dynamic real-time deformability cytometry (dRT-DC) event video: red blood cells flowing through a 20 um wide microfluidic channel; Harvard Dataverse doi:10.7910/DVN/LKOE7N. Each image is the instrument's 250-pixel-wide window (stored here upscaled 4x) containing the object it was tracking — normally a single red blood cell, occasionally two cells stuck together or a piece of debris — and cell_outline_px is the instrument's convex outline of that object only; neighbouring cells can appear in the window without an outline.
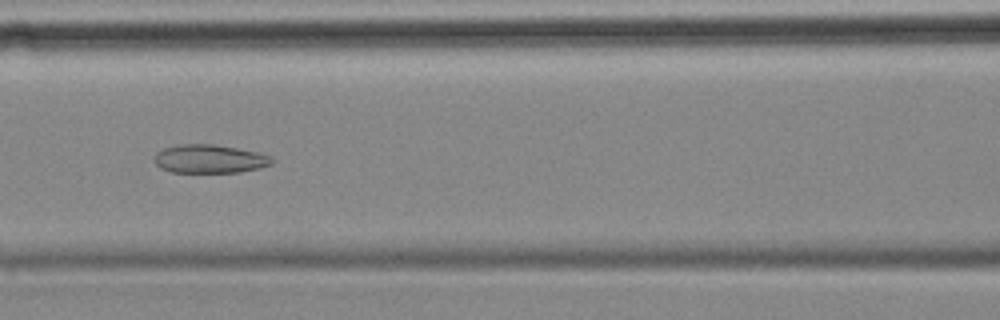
{"species": "common noctule bat (a hibernating species)", "species_latin": "Nyctalus noctula", "temperature_condition": "cold", "stored_images_in_passage": 56, "camera_frame_rate_fps": 3000, "um_per_image_px": 0.085, "animal": {"sex": "female", "body_mass_g": 18.4}, "frame": {"image": 1, "passage_image": 24, "time_ms": 7.667, "image_size_px": [1000, 320], "cell_outline_px": [[272, 164], [260, 168], [240, 172], [172, 172], [160, 168], [156, 164], [156, 152], [164, 148], [180, 144], [212, 144], [236, 148], [256, 152], [268, 156], [272, 160]], "centroid_in_image_um": [17.8, 13.51], "position_along_channel_um": 148.8, "area_um2": 19.25}}
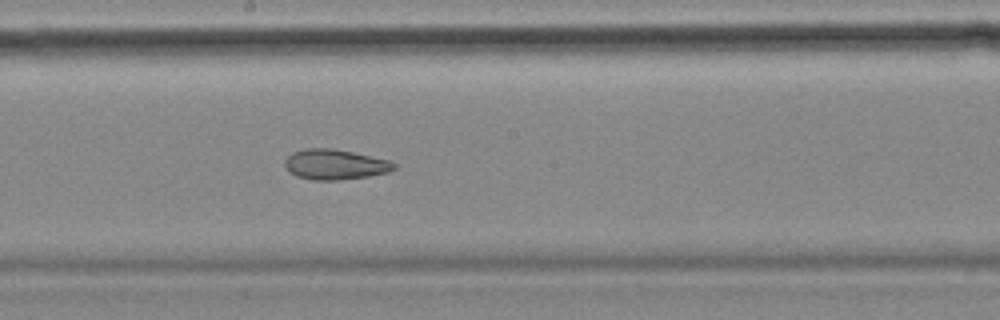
{"frame": {"image": 2, "passage_image": 30, "time_ms": 9.667, "image_size_px": [1000, 320], "cell_outline_px": [[396, 168], [388, 172], [368, 176], [340, 180], [312, 180], [296, 176], [288, 172], [284, 164], [284, 160], [292, 152], [308, 148], [332, 148], [392, 160], [396, 164]], "centroid_in_image_um": [28.47, 13.98], "position_along_channel_um": 219.7, "area_um2": 19.42}}
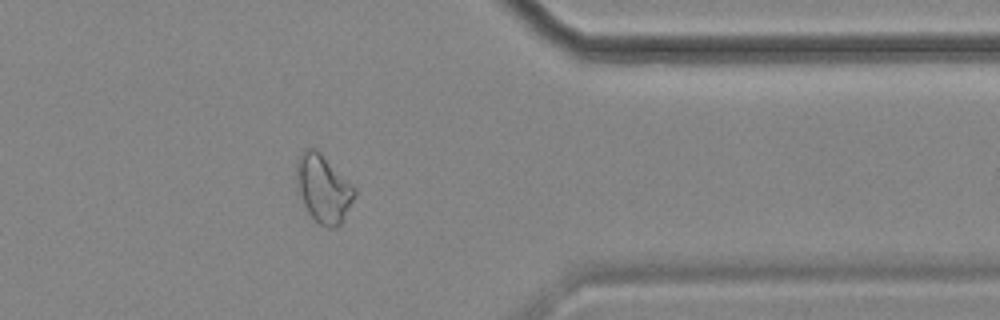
{"frame": {"image": 3, "passage_image": 45, "time_ms": 14.667, "image_size_px": [1000, 320], "cell_outline_px": [[356, 196], [344, 220], [336, 228], [328, 228], [320, 224], [308, 212], [304, 204], [296, 180], [296, 160], [304, 148], [316, 148], [356, 188]], "centroid_in_image_um": [27.5, 16.02], "position_along_channel_um": 383.9, "area_um2": 22.95}, "authors_computed_cell_mechanics": {"area_um2": 23.9581, "velocity_mm_per_s": 3.5697, "shape_relaxation_time_tau1_ms": null, "shape_relaxation_time_tau2_ms": 3.6621, "deformation_change_tau1": null, "deformation_change_tau2": 0.1064}}